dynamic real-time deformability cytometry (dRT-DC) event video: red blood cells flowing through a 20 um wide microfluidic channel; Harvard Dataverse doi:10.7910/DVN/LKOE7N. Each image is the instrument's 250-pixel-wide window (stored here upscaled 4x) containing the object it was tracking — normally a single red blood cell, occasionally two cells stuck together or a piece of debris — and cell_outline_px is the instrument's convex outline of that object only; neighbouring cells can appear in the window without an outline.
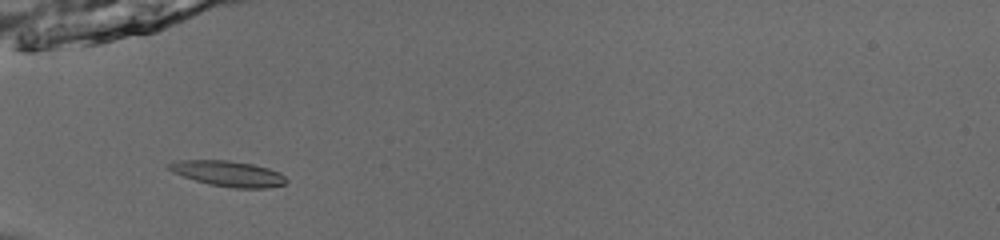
{"species": "common noctule bat (a hibernating species)", "species_latin": "Nyctalus noctula", "temperature_condition": "room temperature", "stored_images_in_passage": 41, "camera_frame_rate_fps": 3000, "um_per_image_px": 0.085, "animal": {"sex": "male", "body_mass_g": 13.0, "forearm_length_mm": 53.1}, "frame": {"image": 1, "passage_image": 8, "time_ms": 2.333, "image_size_px": [1000, 240], "cell_outline_px": [[288, 180], [284, 184], [268, 188], [232, 188], [208, 184], [172, 172], [164, 164], [180, 160], [228, 160], [252, 164], [268, 168], [280, 172]], "centroid_in_image_um": [19.39, 14.75], "position_along_channel_um": 65.6, "area_um2": 17.51}}
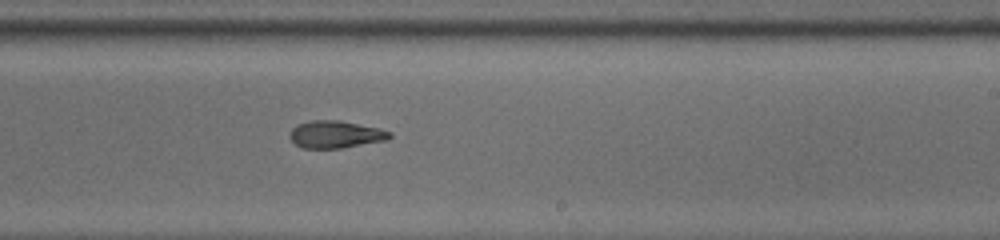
{"frame": {"image": 2, "passage_image": 23, "time_ms": 7.333, "image_size_px": [1000, 240], "cell_outline_px": [[392, 136], [388, 140], [340, 148], [304, 148], [296, 144], [288, 136], [292, 128], [296, 124], [312, 120], [340, 120], [380, 128], [392, 132]], "centroid_in_image_um": [28.54, 11.41], "position_along_channel_um": 260.5, "area_um2": 16.01}}
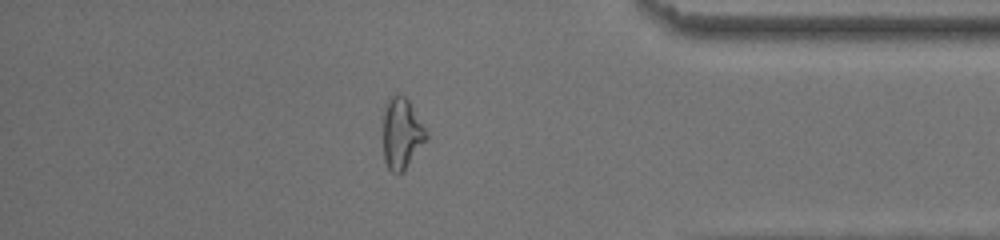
{"frame": {"image": 3, "passage_image": 35, "time_ms": 11.333, "image_size_px": [1000, 240], "cell_outline_px": [[428, 136], [404, 172], [392, 172], [388, 168], [384, 160], [384, 104], [392, 96], [404, 96], [408, 100], [428, 132]], "centroid_in_image_um": [34.14, 11.36], "position_along_channel_um": 401.1, "area_um2": 17.57}, "authors_computed_cell_mechanics": {"area_um2": 16.5886, "velocity_mm_per_s": 3.9667, "shape_relaxation_time_tau1_ms": 4.571, "shape_relaxation_time_tau2_ms": 3.4979, "deformation_change_tau1": 0.1736, "deformation_change_tau2": 0.1095}}